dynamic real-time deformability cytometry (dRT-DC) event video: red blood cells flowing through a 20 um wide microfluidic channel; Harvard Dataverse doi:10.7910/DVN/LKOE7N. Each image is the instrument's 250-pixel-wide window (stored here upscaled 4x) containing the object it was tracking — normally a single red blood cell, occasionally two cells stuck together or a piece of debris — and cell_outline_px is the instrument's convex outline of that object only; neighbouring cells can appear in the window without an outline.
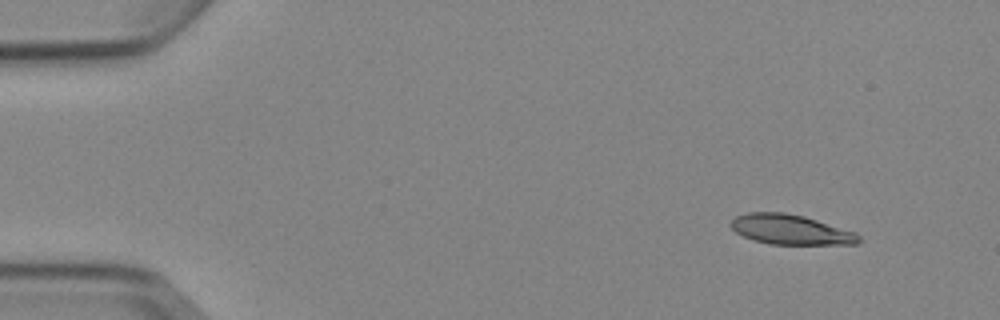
{"species": "Egyptian fruit bat (a non-hibernating species)", "species_latin": "Rousettus aegyptiacus", "temperature_condition": "cold", "stored_images_in_passage": 4, "camera_frame_rate_fps": 3000, "um_per_image_px": 0.085, "animal": {"sex": "female"}, "frame": {"image": 1, "passage_image": 1, "time_ms": 0.0, "image_size_px": [1000, 320], "cell_outline_px": [[860, 244], [768, 244], [752, 240], [736, 232], [728, 224], [736, 216], [748, 212], [784, 212], [804, 216], [856, 232], [860, 236]], "centroid_in_image_um": [67.19, 19.51], "position_along_channel_um": 17.8, "area_um2": 22.37}}
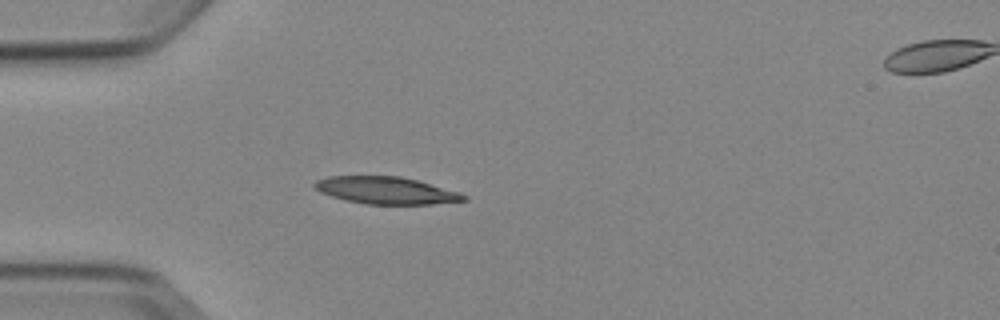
{"frame": {"image": 2, "passage_image": 3, "time_ms": 3.333, "image_size_px": [1000, 320], "cell_outline_px": [[468, 200], [432, 204], [364, 204], [344, 200], [320, 192], [312, 184], [316, 180], [328, 176], [400, 176], [416, 180], [460, 192], [468, 196]], "centroid_in_image_um": [32.81, 16.19], "position_along_channel_um": 52.2, "area_um2": 23.64}}